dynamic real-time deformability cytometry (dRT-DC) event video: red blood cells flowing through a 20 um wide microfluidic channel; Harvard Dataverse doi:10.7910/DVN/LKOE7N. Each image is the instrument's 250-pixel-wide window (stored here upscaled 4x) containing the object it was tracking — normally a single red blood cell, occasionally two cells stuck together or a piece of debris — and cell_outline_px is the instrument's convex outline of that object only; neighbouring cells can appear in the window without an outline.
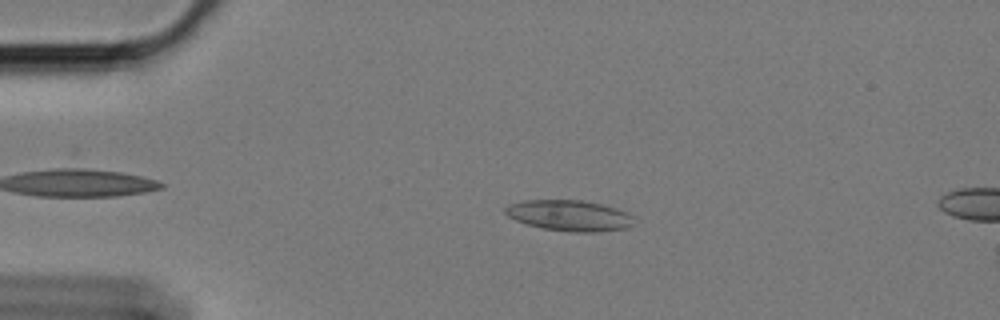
{"species": "Egyptian fruit bat (a non-hibernating species)", "species_latin": "Rousettus aegyptiacus", "temperature_condition": "cold", "stored_images_in_passage": 16, "camera_frame_rate_fps": 3000, "um_per_image_px": 0.085, "animal": {"sex": "female"}, "frame": {"image": 1, "passage_image": 12, "time_ms": 3.667, "image_size_px": [1000, 320], "cell_outline_px": [[632, 224], [624, 228], [596, 232], [572, 232], [544, 228], [528, 224], [516, 220], [508, 216], [504, 212], [504, 208], [508, 204], [524, 200], [580, 200], [600, 204], [616, 208], [628, 212], [632, 216]], "centroid_in_image_um": [48.36, 18.31], "position_along_channel_um": 36.6, "area_um2": 22.89}}